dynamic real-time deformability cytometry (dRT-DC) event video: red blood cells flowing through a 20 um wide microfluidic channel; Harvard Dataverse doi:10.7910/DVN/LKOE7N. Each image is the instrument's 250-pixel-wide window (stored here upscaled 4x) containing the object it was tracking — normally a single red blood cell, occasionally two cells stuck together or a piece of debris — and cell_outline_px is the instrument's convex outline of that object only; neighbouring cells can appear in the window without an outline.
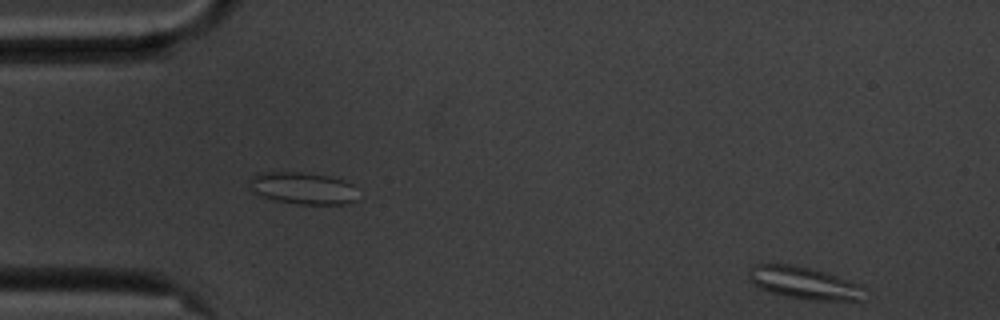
{"species": "common noctule bat (a hibernating species)", "species_latin": "Nyctalus noctula", "temperature_condition": "cold", "stored_images_in_passage": 17, "segment_of_instrument_passage": [2, 2], "camera_frame_rate_fps": 3000, "um_per_image_px": 0.085, "animal": {"sex": "male", "body_mass_g": 20.1, "forearm_length_mm": 53.5}, "frame": {"image": 1, "passage_image": 17, "time_ms": 5.333, "image_size_px": [1000, 320], "cell_outline_px": [[864, 288], [860, 300], [816, 300], [788, 296], [772, 292], [760, 288], [752, 284], [748, 280], [748, 268], [752, 264], [792, 264], [824, 272], [864, 284]], "centroid_in_image_um": [68.31, 24.02], "position_along_channel_um": 16.7, "area_um2": 21.68}}